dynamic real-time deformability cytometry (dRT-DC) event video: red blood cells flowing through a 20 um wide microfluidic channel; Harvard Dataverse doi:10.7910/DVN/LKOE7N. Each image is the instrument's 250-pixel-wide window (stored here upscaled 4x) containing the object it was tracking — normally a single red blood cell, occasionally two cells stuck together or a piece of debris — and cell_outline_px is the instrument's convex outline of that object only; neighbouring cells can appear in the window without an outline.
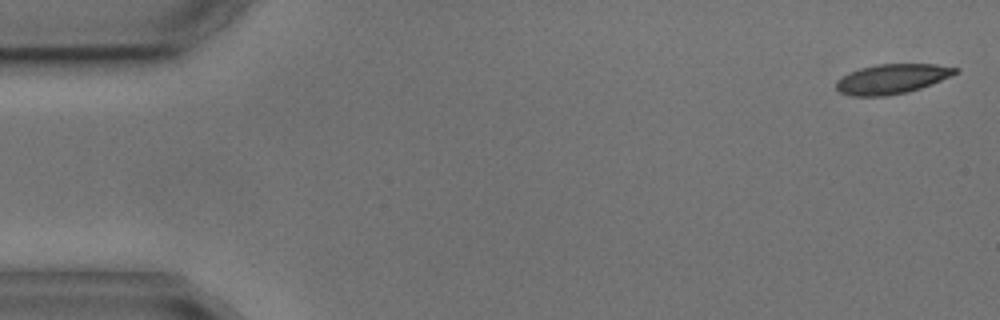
{"species": "common noctule bat (a hibernating species)", "species_latin": "Nyctalus noctula", "temperature_condition": "cold", "stored_images_in_passage": 5, "camera_frame_rate_fps": 3000, "um_per_image_px": 0.085, "animal": {"sex": "male", "body_mass_g": 17.9, "forearm_length_mm": 54.2}, "frame": {"image": 1, "passage_image": 1, "time_ms": 0.0, "image_size_px": [1000, 320], "cell_outline_px": [[960, 72], [932, 84], [908, 92], [884, 96], [852, 96], [840, 92], [836, 88], [836, 80], [860, 68], [876, 64], [936, 64], [960, 68]], "centroid_in_image_um": [75.86, 6.7], "position_along_channel_um": 9.1, "area_um2": 20.63}}
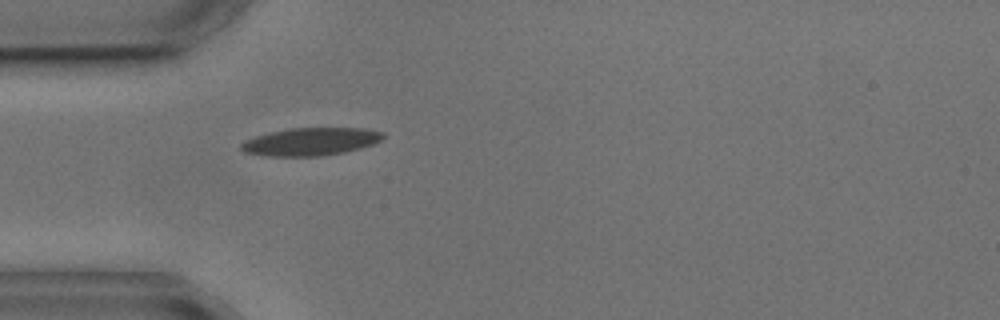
{"frame": {"image": 2, "passage_image": 5, "time_ms": 4.667, "image_size_px": [1000, 320], "cell_outline_px": [[384, 136], [380, 140], [372, 144], [360, 148], [344, 152], [324, 156], [264, 156], [244, 152], [240, 148], [240, 144], [244, 140], [268, 132], [288, 128], [364, 128], [384, 132]], "centroid_in_image_um": [26.37, 12.04], "position_along_channel_um": 58.6, "area_um2": 23.12}}